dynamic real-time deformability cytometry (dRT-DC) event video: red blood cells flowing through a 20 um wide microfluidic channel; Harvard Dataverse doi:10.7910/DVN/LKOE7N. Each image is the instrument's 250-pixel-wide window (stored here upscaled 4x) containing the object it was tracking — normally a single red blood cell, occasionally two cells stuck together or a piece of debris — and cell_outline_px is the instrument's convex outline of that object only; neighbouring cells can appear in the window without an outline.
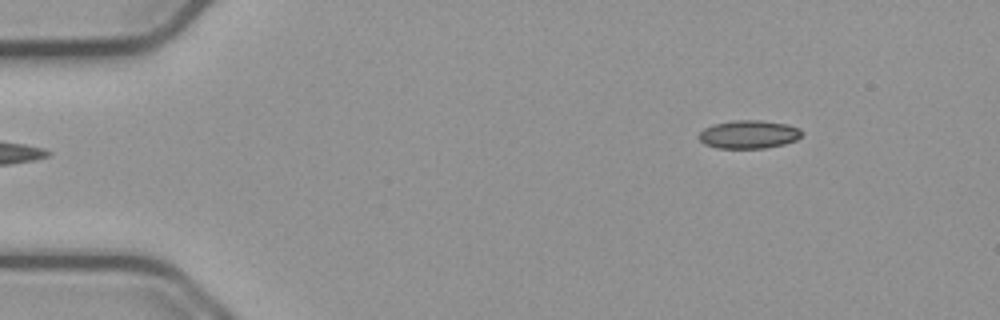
{"species": "common noctule bat (a hibernating species)", "species_latin": "Nyctalus noctula", "temperature_condition": "cold", "stored_images_in_passage": 48, "camera_frame_rate_fps": 3000, "um_per_image_px": 0.085, "animal": {"sex": "male", "body_mass_g": 23.1, "forearm_length_mm": 52.7}, "frame": {"image": 1, "passage_image": 1, "time_ms": 0.0, "image_size_px": [1000, 320], "cell_outline_px": [[800, 136], [796, 140], [784, 144], [764, 148], [716, 148], [704, 144], [700, 140], [700, 132], [704, 128], [712, 124], [736, 120], [760, 120], [788, 124], [800, 128]], "centroid_in_image_um": [63.63, 11.42], "position_along_channel_um": 21.4, "area_um2": 16.88}}
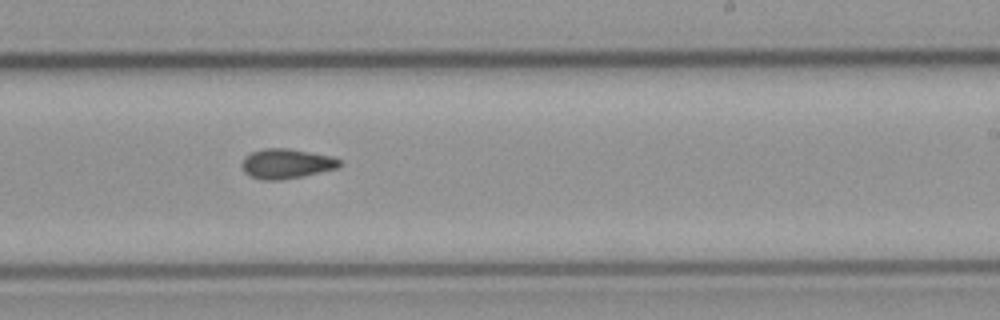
{"frame": {"image": 2, "passage_image": 27, "time_ms": 8.667, "image_size_px": [1000, 320], "cell_outline_px": [[340, 168], [304, 176], [280, 180], [264, 180], [252, 176], [244, 172], [240, 164], [244, 156], [252, 152], [264, 148], [288, 148], [332, 156], [340, 160]], "centroid_in_image_um": [24.34, 13.91], "position_along_channel_um": 264.7, "area_um2": 17.11}}
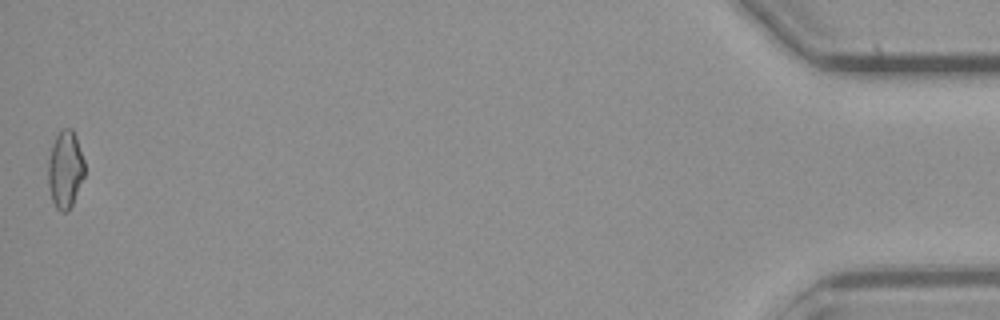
{"frame": {"image": 3, "passage_image": 48, "time_ms": 15.667, "image_size_px": [1000, 320], "cell_outline_px": [[84, 176], [72, 204], [64, 212], [60, 212], [56, 208], [52, 200], [48, 184], [48, 160], [56, 136], [60, 128], [72, 128], [76, 136], [84, 160]], "centroid_in_image_um": [5.54, 14.38], "position_along_channel_um": 429.7, "area_um2": 16.3}, "authors_computed_cell_mechanics": {"area_um2": 16.5597, "velocity_mm_per_s": 3.785, "shape_relaxation_time_tau1_ms": null, "shape_relaxation_time_tau2_ms": 4.5585, "deformation_change_tau1": null, "deformation_change_tau2": 0.1109}}